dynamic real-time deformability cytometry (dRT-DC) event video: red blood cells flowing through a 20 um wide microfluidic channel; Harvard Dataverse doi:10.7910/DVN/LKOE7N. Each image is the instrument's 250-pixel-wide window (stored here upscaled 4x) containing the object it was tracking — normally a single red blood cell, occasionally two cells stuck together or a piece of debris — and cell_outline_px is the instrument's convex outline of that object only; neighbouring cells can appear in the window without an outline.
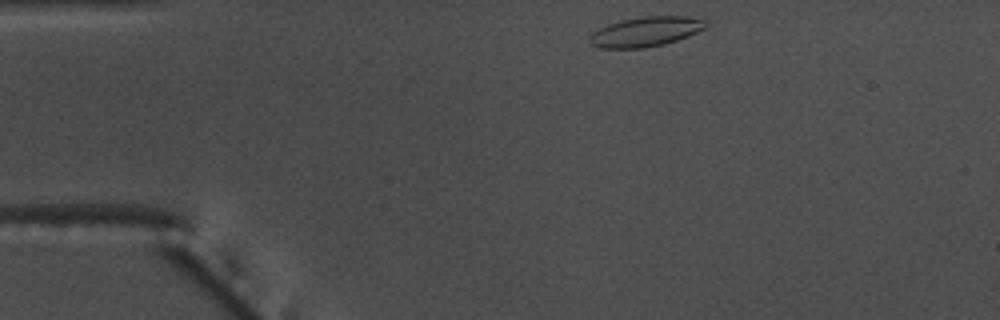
{"species": "common noctule bat (a hibernating species)", "species_latin": "Nyctalus noctula", "temperature_condition": "warm", "stored_images_in_passage": 38, "camera_frame_rate_fps": 3000, "um_per_image_px": 0.085, "animal": {"sex": "male", "body_mass_g": 17.5, "forearm_length_mm": 52.3}, "frame": {"image": 1, "passage_image": 1, "time_ms": 0.0, "image_size_px": [1000, 320], "cell_outline_px": [[708, 24], [704, 28], [688, 36], [664, 44], [644, 48], [600, 48], [592, 44], [588, 40], [588, 36], [592, 32], [608, 24], [624, 20], [644, 16], [688, 16], [704, 20]], "centroid_in_image_um": [54.86, 2.69], "position_along_channel_um": 30.1, "area_um2": 20.0}}
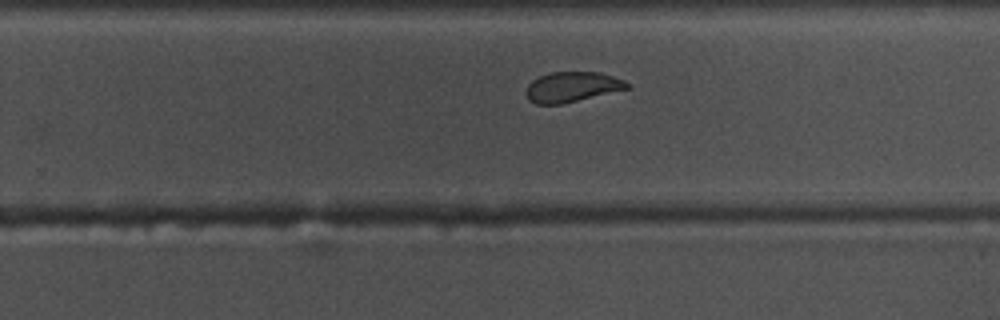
{"frame": {"image": 2, "passage_image": 26, "time_ms": 8.333, "image_size_px": [1000, 320], "cell_outline_px": [[632, 88], [560, 104], [536, 104], [528, 100], [524, 92], [528, 84], [532, 80], [540, 76], [552, 72], [600, 72], [624, 80], [632, 84]], "centroid_in_image_um": [48.64, 7.39], "position_along_channel_um": 281.2, "area_um2": 17.92}}
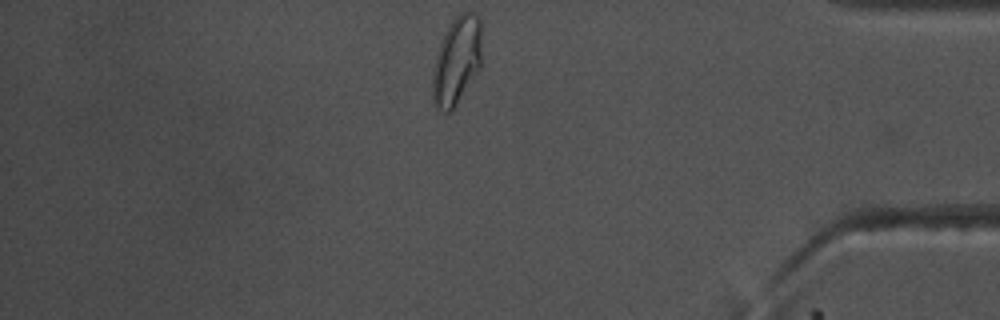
{"frame": {"image": 3, "passage_image": 38, "time_ms": 12.333, "image_size_px": [1000, 320], "cell_outline_px": [[480, 68], [452, 112], [444, 112], [436, 104], [432, 96], [432, 76], [436, 56], [444, 32], [452, 20], [460, 12], [472, 12], [480, 16]], "centroid_in_image_um": [38.82, 5.15], "position_along_channel_um": 396.4, "area_um2": 25.09}, "authors_computed_cell_mechanics": {"area_um2": 19.1607, "velocity_mm_per_s": 3.6633, "shape_relaxation_time_tau1_ms": null, "shape_relaxation_time_tau2_ms": 1.178, "deformation_change_tau1": null, "deformation_change_tau2": 0.0728}}